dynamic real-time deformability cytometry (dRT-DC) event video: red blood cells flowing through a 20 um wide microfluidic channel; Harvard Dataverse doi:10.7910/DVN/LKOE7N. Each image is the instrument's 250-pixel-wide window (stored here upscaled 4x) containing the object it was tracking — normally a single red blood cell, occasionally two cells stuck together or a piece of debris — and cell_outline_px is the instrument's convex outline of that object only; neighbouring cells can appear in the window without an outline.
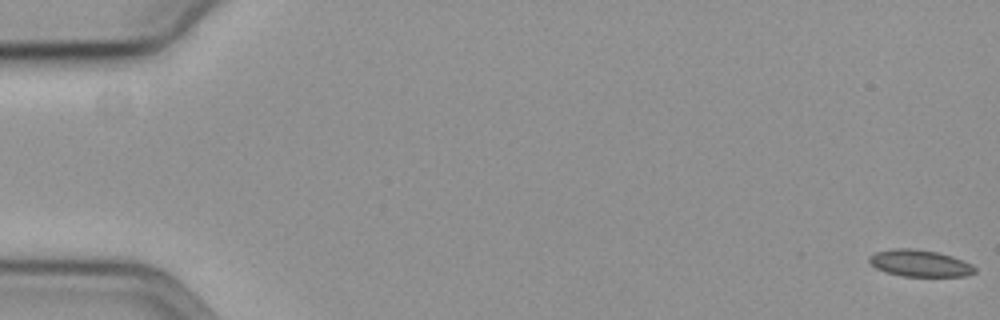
{"species": "common noctule bat (a hibernating species)", "species_latin": "Nyctalus noctula", "temperature_condition": "cold", "stored_images_in_passage": 14, "camera_frame_rate_fps": 3000, "um_per_image_px": 0.085, "animal": {"sex": "female", "body_mass_g": 19.3, "forearm_length_mm": 54.1}, "frame": {"image": 1, "passage_image": 1, "time_ms": 0.0, "image_size_px": [1000, 320], "cell_outline_px": [[976, 272], [968, 276], [904, 276], [884, 272], [876, 268], [868, 260], [868, 256], [876, 252], [896, 248], [908, 248], [936, 252], [952, 256], [972, 264], [976, 268]], "centroid_in_image_um": [78.19, 22.38], "position_along_channel_um": 6.8, "area_um2": 16.42}}